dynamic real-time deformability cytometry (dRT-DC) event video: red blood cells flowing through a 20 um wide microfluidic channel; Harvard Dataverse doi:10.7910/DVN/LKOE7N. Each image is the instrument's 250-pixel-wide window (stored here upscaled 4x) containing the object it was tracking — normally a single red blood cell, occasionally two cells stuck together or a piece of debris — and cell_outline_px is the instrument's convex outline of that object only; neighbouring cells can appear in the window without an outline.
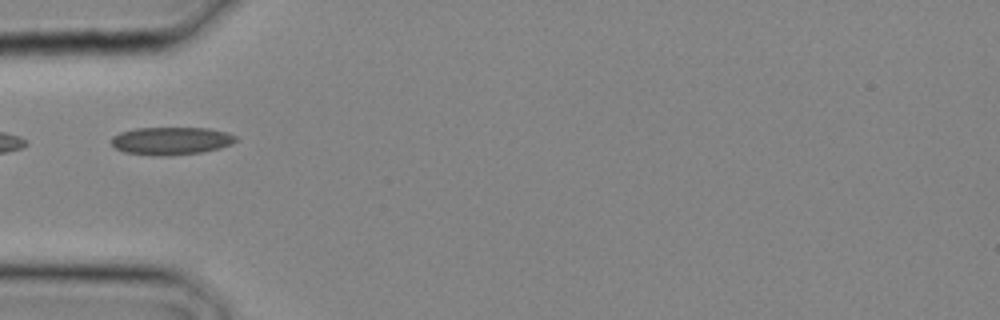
{"species": "common noctule bat (a hibernating species)", "species_latin": "Nyctalus noctula", "temperature_condition": "cold", "stored_images_in_passage": 2, "camera_frame_rate_fps": 3000, "um_per_image_px": 0.085, "animal": {"sex": "male", "body_mass_g": 20.4}, "frame": {"image": 1, "passage_image": 2, "time_ms": 0.333, "image_size_px": [1000, 320], "cell_outline_px": [[236, 140], [232, 144], [220, 148], [200, 152], [172, 156], [152, 156], [124, 152], [116, 148], [112, 144], [112, 136], [120, 132], [136, 128], [208, 128], [224, 132], [236, 136]], "centroid_in_image_um": [14.52, 11.98], "position_along_channel_um": 70.5, "area_um2": 20.17}}